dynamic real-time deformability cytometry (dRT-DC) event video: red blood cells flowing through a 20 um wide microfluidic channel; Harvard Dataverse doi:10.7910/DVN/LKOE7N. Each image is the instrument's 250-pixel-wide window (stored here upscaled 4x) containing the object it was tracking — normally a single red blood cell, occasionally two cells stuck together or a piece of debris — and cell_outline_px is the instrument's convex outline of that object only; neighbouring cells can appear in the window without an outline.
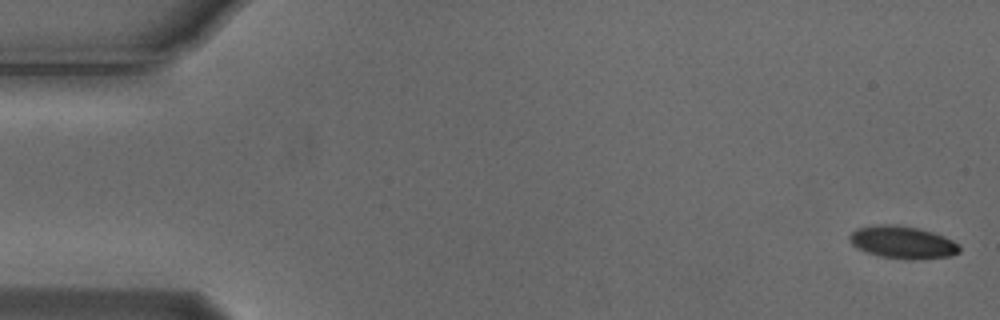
{"species": "Egyptian fruit bat (a non-hibernating species)", "species_latin": "Rousettus aegyptiacus", "temperature_condition": "cold", "stored_images_in_passage": 7, "camera_frame_rate_fps": 3000, "um_per_image_px": 0.085, "animal": {"sex": "male"}, "frame": {"image": 1, "passage_image": 1, "time_ms": 0.0, "image_size_px": [1000, 320], "cell_outline_px": [[960, 252], [952, 256], [912, 260], [908, 260], [880, 256], [856, 248], [852, 244], [848, 236], [856, 228], [884, 224], [896, 224], [920, 228], [944, 236], [960, 244]], "centroid_in_image_um": [76.75, 20.6], "position_along_channel_um": 8.3, "area_um2": 20.98}}
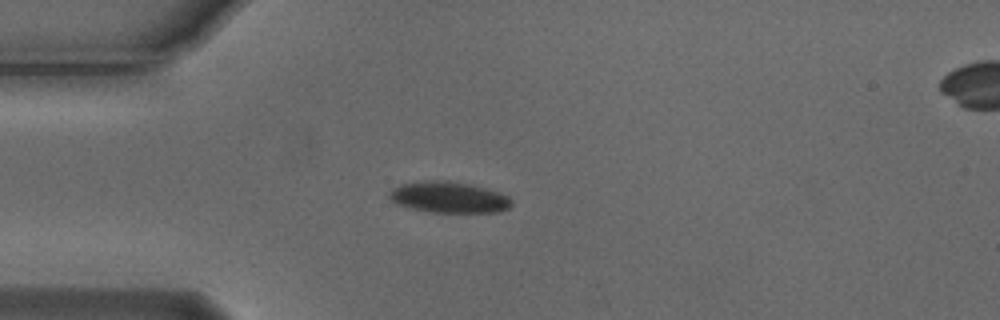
{"frame": {"image": 2, "passage_image": 4, "time_ms": 1.0, "image_size_px": [1000, 320], "cell_outline_px": [[512, 204], [508, 208], [500, 212], [432, 212], [408, 208], [396, 204], [388, 196], [388, 192], [392, 188], [400, 184], [428, 180], [444, 180], [468, 184], [484, 188], [508, 196], [512, 200]], "centroid_in_image_um": [38.1, 16.77], "position_along_channel_um": 46.9, "area_um2": 22.14}}
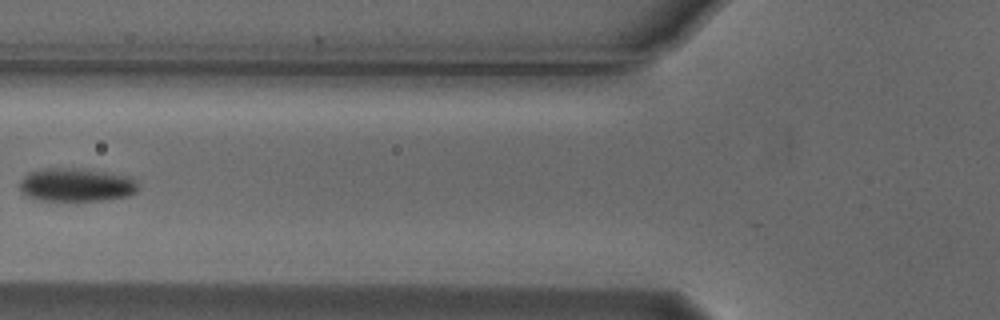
{"frame": {"image": 3, "passage_image": 6, "time_ms": 1.667, "image_size_px": [1000, 320], "cell_outline_px": [[136, 192], [128, 196], [100, 200], [32, 200], [20, 192], [20, 180], [28, 172], [44, 168], [80, 168], [128, 176], [136, 180]], "centroid_in_image_um": [6.41, 15.71], "position_along_channel_um": 119.4, "area_um2": 23.06}}